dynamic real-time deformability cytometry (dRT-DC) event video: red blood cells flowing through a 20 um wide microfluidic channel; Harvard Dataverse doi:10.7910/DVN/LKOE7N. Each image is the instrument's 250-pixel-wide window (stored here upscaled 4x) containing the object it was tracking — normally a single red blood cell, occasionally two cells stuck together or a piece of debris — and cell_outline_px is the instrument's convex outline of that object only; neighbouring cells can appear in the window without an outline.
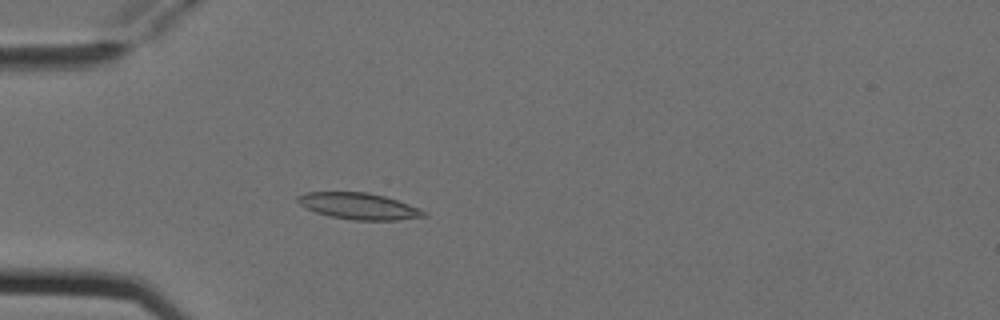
{"species": "Egyptian fruit bat (a non-hibernating species)", "species_latin": "Rousettus aegyptiacus", "temperature_condition": "cold", "stored_images_in_passage": 4, "camera_frame_rate_fps": 3000, "um_per_image_px": 0.085, "animal": {"sex": "female"}, "frame": {"image": 1, "passage_image": 4, "time_ms": 1.0, "image_size_px": [1000, 320], "cell_outline_px": [[428, 216], [400, 220], [352, 220], [332, 216], [316, 212], [300, 204], [296, 200], [296, 196], [304, 192], [368, 192], [384, 196], [420, 208], [428, 212]], "centroid_in_image_um": [30.53, 17.52], "position_along_channel_um": 54.5, "area_um2": 19.42}}